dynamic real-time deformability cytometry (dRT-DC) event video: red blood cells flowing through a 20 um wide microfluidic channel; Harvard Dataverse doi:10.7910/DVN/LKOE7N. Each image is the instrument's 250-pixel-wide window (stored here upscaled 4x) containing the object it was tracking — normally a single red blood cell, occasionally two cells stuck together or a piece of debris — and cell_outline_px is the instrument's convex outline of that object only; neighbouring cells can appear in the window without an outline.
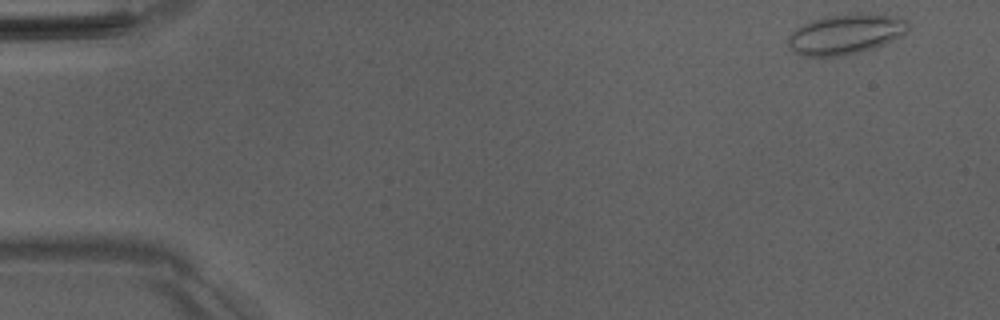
{"species": "Egyptian fruit bat (a non-hibernating species)", "species_latin": "Rousettus aegyptiacus", "temperature_condition": "room temperature", "stored_images_in_passage": 13, "camera_frame_rate_fps": 3000, "um_per_image_px": 0.085, "animal": {"sex": "male"}, "frame": {"image": 1, "passage_image": 1, "time_ms": 0.0, "image_size_px": [1000, 320], "cell_outline_px": [[908, 32], [884, 44], [860, 52], [844, 56], [800, 56], [792, 52], [788, 48], [788, 36], [796, 28], [812, 20], [824, 16], [860, 12], [896, 16], [908, 20]], "centroid_in_image_um": [71.86, 2.9], "position_along_channel_um": 13.1, "area_um2": 28.5}}